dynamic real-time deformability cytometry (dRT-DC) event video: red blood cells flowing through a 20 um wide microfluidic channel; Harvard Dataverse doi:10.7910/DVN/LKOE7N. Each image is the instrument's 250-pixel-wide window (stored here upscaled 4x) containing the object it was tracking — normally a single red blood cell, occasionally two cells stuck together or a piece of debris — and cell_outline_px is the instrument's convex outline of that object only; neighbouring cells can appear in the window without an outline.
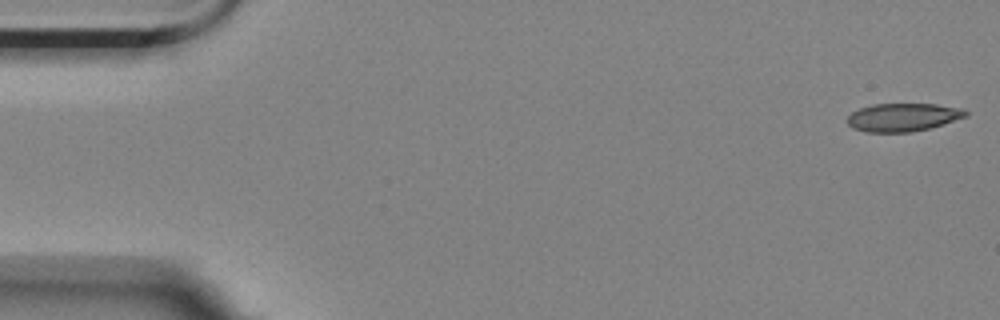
{"species": "Egyptian fruit bat (a non-hibernating species)", "species_latin": "Rousettus aegyptiacus", "temperature_condition": "room temperature", "stored_images_in_passage": 7, "camera_frame_rate_fps": 3000, "um_per_image_px": 0.085, "animal": {"sex": "female"}, "frame": {"image": 1, "passage_image": 1, "time_ms": 0.0, "image_size_px": [1000, 320], "cell_outline_px": [[968, 116], [944, 124], [912, 132], [868, 132], [856, 128], [848, 124], [848, 116], [852, 112], [860, 108], [872, 104], [936, 104], [964, 108], [968, 112]], "centroid_in_image_um": [76.81, 9.96], "position_along_channel_um": 8.2, "area_um2": 19.36}}
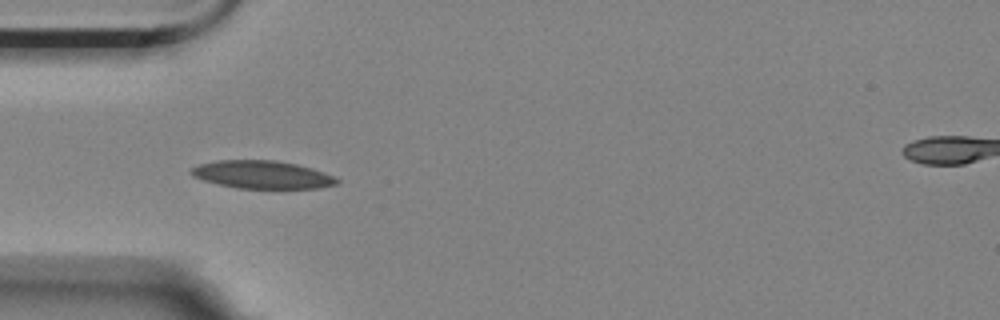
{"frame": {"image": 2, "passage_image": 6, "time_ms": 1.667, "image_size_px": [1000, 320], "cell_outline_px": [[340, 184], [320, 188], [236, 188], [204, 180], [192, 176], [188, 172], [192, 168], [200, 164], [220, 160], [276, 160], [296, 164], [312, 168], [336, 176], [340, 180]], "centroid_in_image_um": [22.34, 14.84], "position_along_channel_um": 62.7, "area_um2": 23.76}}
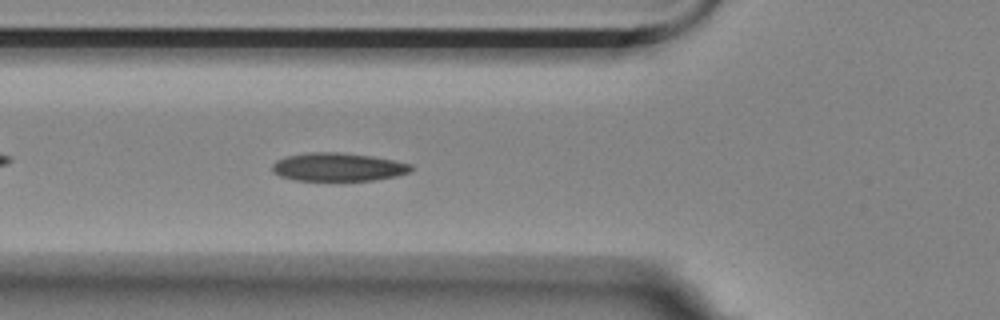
{"frame": {"image": 3, "passage_image": 7, "time_ms": 2.0, "image_size_px": [1000, 320], "cell_outline_px": [[412, 168], [408, 172], [396, 176], [372, 180], [296, 180], [280, 176], [272, 172], [272, 164], [276, 160], [288, 156], [308, 152], [336, 152], [372, 156], [412, 164]], "centroid_in_image_um": [28.7, 14.19], "position_along_channel_um": 97.1, "area_um2": 22.66}}